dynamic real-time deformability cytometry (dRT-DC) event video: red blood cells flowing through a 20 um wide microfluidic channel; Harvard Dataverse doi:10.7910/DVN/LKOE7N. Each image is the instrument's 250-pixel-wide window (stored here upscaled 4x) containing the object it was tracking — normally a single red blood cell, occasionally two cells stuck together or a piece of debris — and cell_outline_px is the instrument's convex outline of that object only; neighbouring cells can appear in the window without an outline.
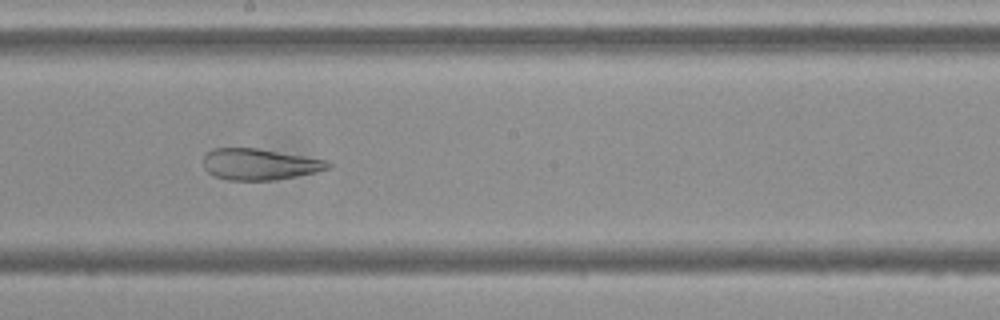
{"species": "Egyptian fruit bat (a non-hibernating species)", "species_latin": "Rousettus aegyptiacus", "temperature_condition": "cold", "stored_images_in_passage": 54, "camera_frame_rate_fps": 3000, "um_per_image_px": 0.085, "frame": {"image": 1, "passage_image": 29, "time_ms": 9.333, "image_size_px": [1000, 320], "cell_outline_px": [[332, 168], [316, 172], [276, 180], [228, 180], [216, 176], [208, 172], [204, 168], [204, 156], [212, 148], [256, 148], [328, 160], [332, 164]], "centroid_in_image_um": [22.1, 13.96], "position_along_channel_um": 226.1, "area_um2": 22.72}}
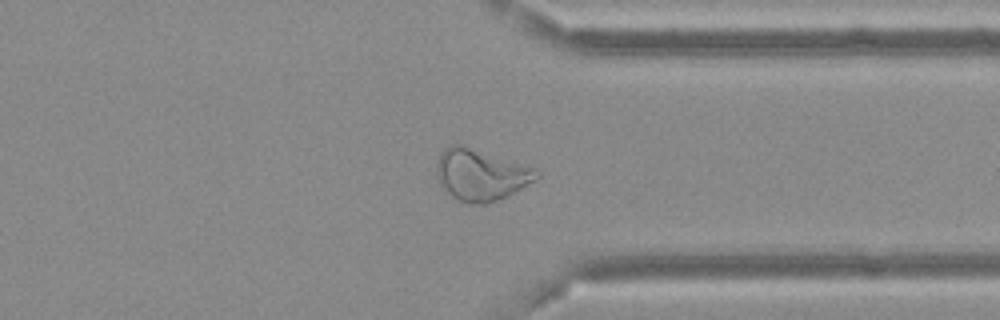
{"frame": {"image": 2, "passage_image": 41, "time_ms": 13.333, "image_size_px": [1000, 320], "cell_outline_px": [[540, 176], [536, 180], [496, 200], [484, 204], [472, 204], [456, 200], [444, 192], [436, 176], [436, 160], [440, 152], [452, 144], [460, 144], [536, 168], [540, 172]], "centroid_in_image_um": [40.81, 14.85], "position_along_channel_um": 370.6, "area_um2": 30.0}}
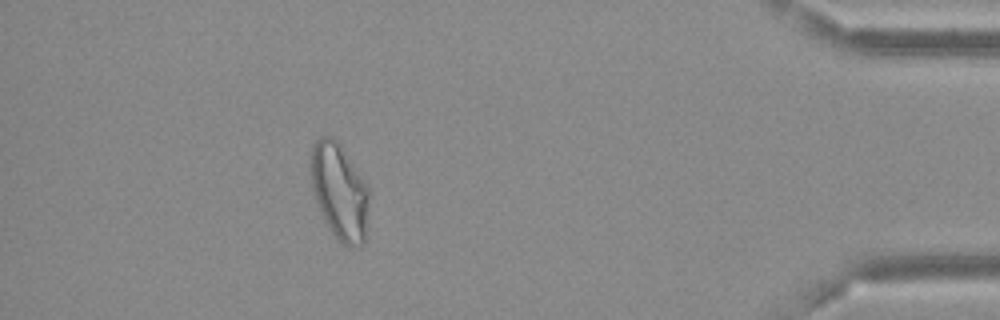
{"frame": {"image": 3, "passage_image": 48, "time_ms": 15.667, "image_size_px": [1000, 320], "cell_outline_px": [[368, 236], [364, 244], [356, 248], [348, 248], [332, 232], [324, 220], [316, 204], [312, 188], [312, 140], [320, 136], [332, 136], [340, 144], [368, 184]], "centroid_in_image_um": [28.89, 16.31], "position_along_channel_um": 406.3, "area_um2": 33.18}}